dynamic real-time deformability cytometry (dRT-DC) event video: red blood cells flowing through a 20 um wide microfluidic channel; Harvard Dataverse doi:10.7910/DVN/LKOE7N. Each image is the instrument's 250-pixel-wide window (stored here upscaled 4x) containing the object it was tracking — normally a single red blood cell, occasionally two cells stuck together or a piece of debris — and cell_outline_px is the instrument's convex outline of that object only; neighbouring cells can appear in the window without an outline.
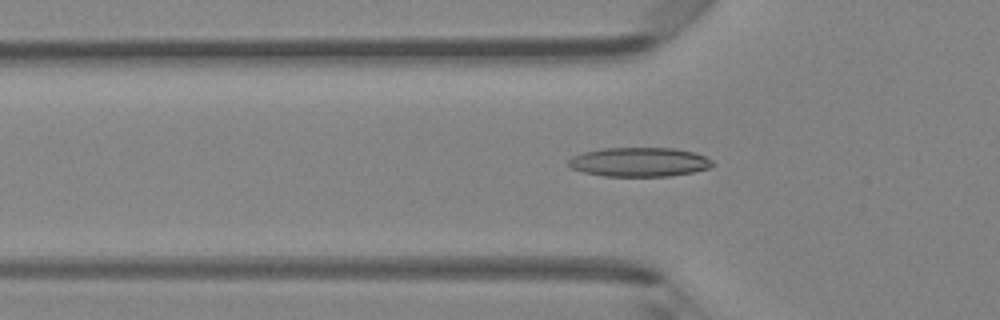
{"species": "Egyptian fruit bat (a non-hibernating species)", "species_latin": "Rousettus aegyptiacus", "temperature_condition": "room temperature", "stored_images_in_passage": 45, "camera_frame_rate_fps": 3000, "um_per_image_px": 0.085, "animal": {"sex": "female"}, "frame": {"image": 1, "passage_image": 16, "time_ms": 5.0, "image_size_px": [1000, 320], "cell_outline_px": [[716, 164], [708, 168], [692, 172], [668, 176], [604, 176], [584, 172], [572, 168], [568, 164], [568, 160], [572, 156], [584, 152], [604, 148], [676, 148], [692, 152], [704, 156], [712, 160]], "centroid_in_image_um": [54.34, 13.77], "position_along_channel_um": 71.5, "area_um2": 24.39}}
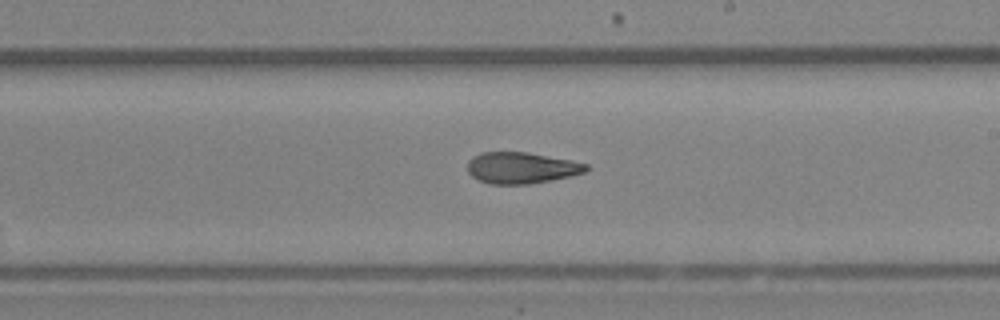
{"frame": {"image": 2, "passage_image": 28, "time_ms": 9.0, "image_size_px": [1000, 320], "cell_outline_px": [[588, 168], [584, 172], [572, 176], [552, 180], [528, 184], [488, 184], [472, 176], [468, 172], [468, 160], [472, 156], [480, 152], [528, 152], [572, 160], [588, 164]], "centroid_in_image_um": [44.32, 14.26], "position_along_channel_um": 244.7, "area_um2": 21.79}}
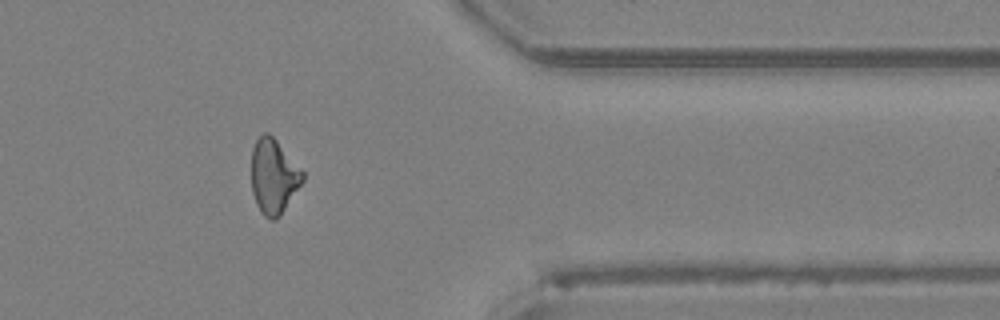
{"frame": {"image": 3, "passage_image": 39, "time_ms": 12.667, "image_size_px": [1000, 320], "cell_outline_px": [[304, 180], [280, 216], [276, 220], [272, 220], [264, 216], [260, 212], [256, 204], [252, 192], [252, 148], [256, 140], [264, 132], [268, 132], [276, 140], [304, 172]], "centroid_in_image_um": [23.25, 15.01], "position_along_channel_um": 388.1, "area_um2": 22.25}, "authors_computed_cell_mechanics": {"area_um2": 22.253, "velocity_mm_per_s": 4.3399, "shape_relaxation_time_tau1_ms": null, "shape_relaxation_time_tau2_ms": 3.9647, "deformation_change_tau1": null, "deformation_change_tau2": 0.14}}